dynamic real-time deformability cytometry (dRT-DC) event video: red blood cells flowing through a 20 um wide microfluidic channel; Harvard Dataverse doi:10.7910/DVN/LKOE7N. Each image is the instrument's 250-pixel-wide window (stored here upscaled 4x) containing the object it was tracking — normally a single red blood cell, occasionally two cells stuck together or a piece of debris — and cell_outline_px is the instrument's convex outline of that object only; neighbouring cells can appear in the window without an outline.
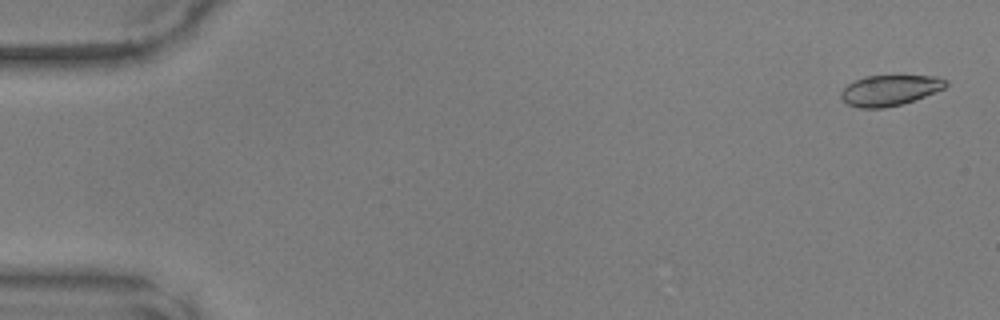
{"species": "common noctule bat (a hibernating species)", "species_latin": "Nyctalus noctula", "temperature_condition": "warm", "stored_images_in_passage": 23, "camera_frame_rate_fps": 3000, "um_per_image_px": 0.085, "animal": {"sex": "male", "body_mass_g": 17.9, "forearm_length_mm": 54.2}, "frame": {"image": 1, "passage_image": 2, "time_ms": 0.333, "image_size_px": [1000, 320], "cell_outline_px": [[948, 84], [944, 88], [924, 96], [900, 104], [884, 108], [860, 108], [848, 104], [840, 96], [840, 92], [848, 84], [864, 76], [936, 76], [948, 80]], "centroid_in_image_um": [75.62, 7.67], "position_along_channel_um": 9.4, "area_um2": 18.44}}
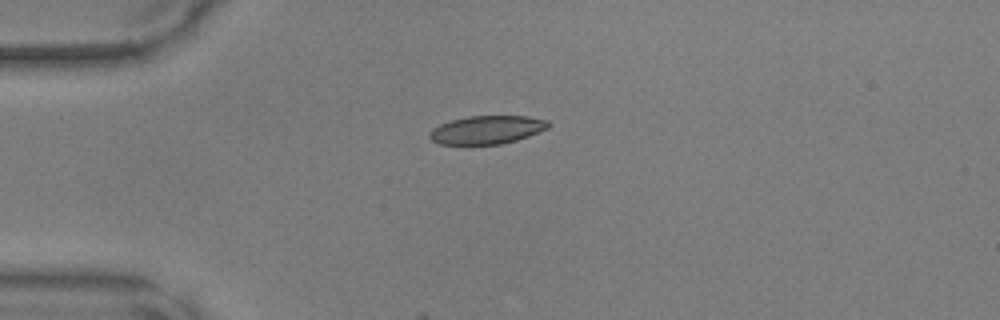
{"frame": {"image": 2, "passage_image": 13, "time_ms": 4.0, "image_size_px": [1000, 320], "cell_outline_px": [[552, 124], [548, 128], [528, 136], [516, 140], [500, 144], [440, 144], [432, 140], [428, 136], [432, 128], [440, 124], [452, 120], [468, 116], [528, 116], [548, 120]], "centroid_in_image_um": [41.4, 11.02], "position_along_channel_um": 43.6, "area_um2": 19.54}}